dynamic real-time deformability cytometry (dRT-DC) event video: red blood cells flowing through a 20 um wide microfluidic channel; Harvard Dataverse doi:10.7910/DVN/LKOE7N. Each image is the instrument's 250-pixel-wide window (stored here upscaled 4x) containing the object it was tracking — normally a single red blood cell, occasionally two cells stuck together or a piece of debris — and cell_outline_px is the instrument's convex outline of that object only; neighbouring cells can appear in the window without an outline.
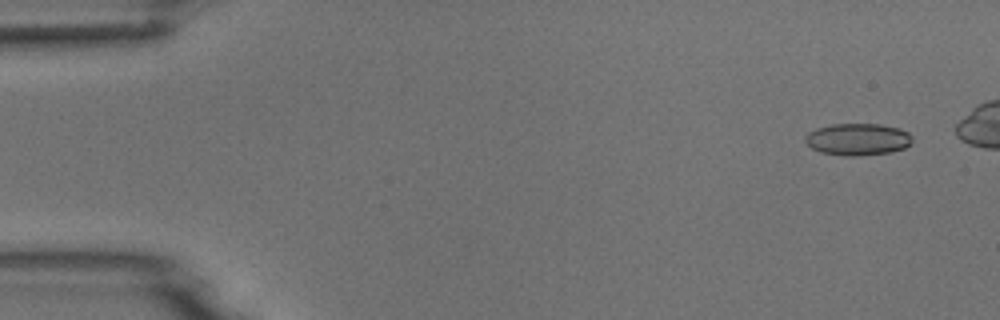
{"species": "common noctule bat (a hibernating species)", "species_latin": "Nyctalus noctula", "temperature_condition": "room temperature", "stored_images_in_passage": 7, "camera_frame_rate_fps": 3000, "um_per_image_px": 0.085, "animal": {"sex": "male", "body_mass_g": 18.8}, "frame": {"image": 1, "passage_image": 1, "time_ms": 0.0, "image_size_px": [1000, 320], "cell_outline_px": [[912, 144], [904, 148], [888, 152], [856, 156], [848, 156], [820, 152], [812, 148], [804, 140], [804, 136], [808, 132], [816, 128], [832, 124], [880, 124], [900, 128], [908, 132], [912, 136]], "centroid_in_image_um": [72.91, 11.83], "position_along_channel_um": 12.1, "area_um2": 20.0}}
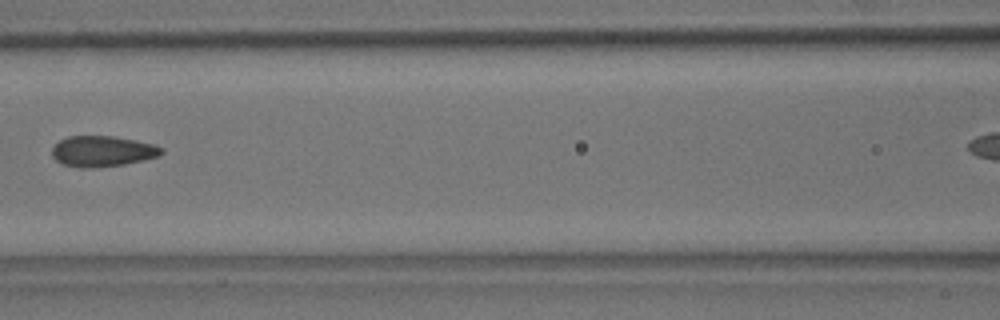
{"frame": {"image": 2, "passage_image": 6, "time_ms": 7.0, "image_size_px": [1000, 320], "cell_outline_px": [[164, 152], [160, 156], [144, 160], [124, 164], [92, 168], [80, 168], [64, 164], [56, 160], [52, 156], [52, 148], [60, 140], [68, 136], [112, 136], [136, 140], [152, 144], [164, 148]], "centroid_in_image_um": [8.73, 12.86], "position_along_channel_um": 157.9, "area_um2": 19.65}}